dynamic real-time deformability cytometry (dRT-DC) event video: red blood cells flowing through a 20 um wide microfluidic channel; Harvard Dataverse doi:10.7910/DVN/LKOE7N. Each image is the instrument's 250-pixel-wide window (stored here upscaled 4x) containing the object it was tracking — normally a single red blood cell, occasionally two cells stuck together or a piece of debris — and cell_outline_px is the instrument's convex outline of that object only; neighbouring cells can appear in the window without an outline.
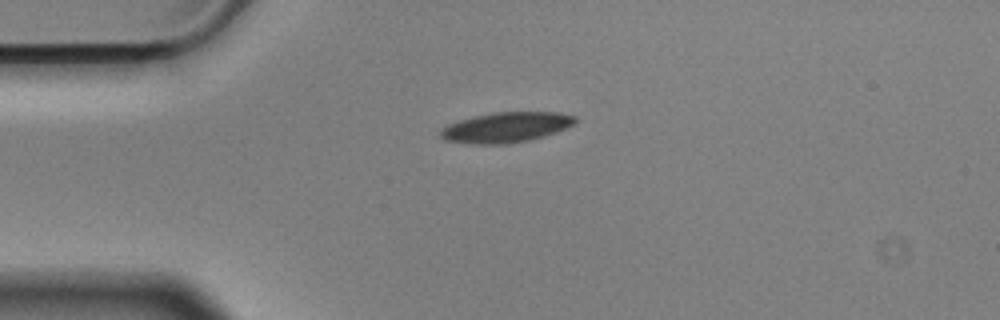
{"species": "Egyptian fruit bat (a non-hibernating species)", "species_latin": "Rousettus aegyptiacus", "temperature_condition": "cold", "stored_images_in_passage": 45, "camera_frame_rate_fps": 3000, "um_per_image_px": 0.085, "animal": {"sex": "male"}, "frame": {"image": 1, "passage_image": 1, "time_ms": 0.0, "image_size_px": [1000, 320], "cell_outline_px": [[580, 120], [576, 124], [556, 132], [544, 136], [528, 140], [508, 144], [468, 144], [444, 140], [436, 132], [440, 128], [448, 124], [460, 120], [492, 112], [560, 112], [576, 116]], "centroid_in_image_um": [43.02, 10.82], "position_along_channel_um": 42.0, "area_um2": 24.16}}
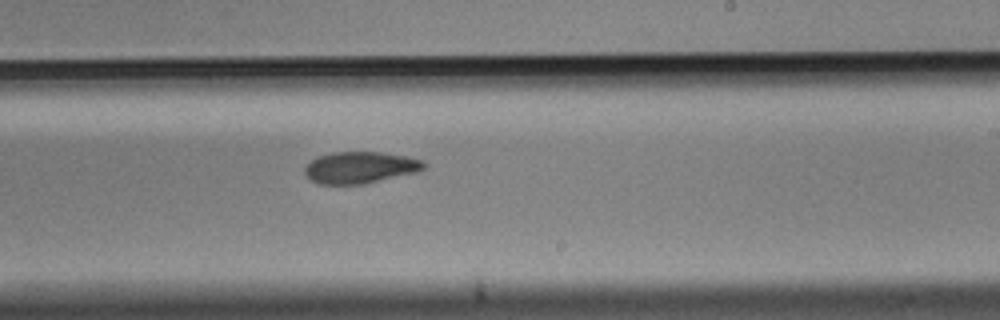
{"frame": {"image": 2, "passage_image": 21, "time_ms": 6.667, "image_size_px": [1000, 320], "cell_outline_px": [[428, 164], [424, 168], [416, 172], [364, 184], [320, 184], [312, 180], [304, 172], [304, 168], [312, 160], [320, 156], [332, 152], [380, 152], [404, 156], [424, 160]], "centroid_in_image_um": [30.64, 14.23], "position_along_channel_um": 258.4, "area_um2": 21.79}}
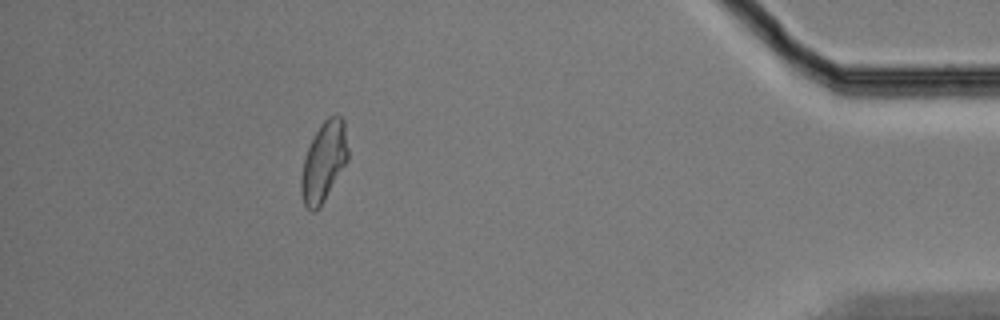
{"frame": {"image": 3, "passage_image": 38, "time_ms": 12.333, "image_size_px": [1000, 320], "cell_outline_px": [[348, 160], [320, 208], [316, 212], [312, 212], [304, 204], [300, 192], [300, 176], [304, 160], [308, 148], [320, 124], [328, 116], [340, 116], [344, 120], [348, 148]], "centroid_in_image_um": [27.52, 13.78], "position_along_channel_um": 407.7, "area_um2": 21.79}, "authors_computed_cell_mechanics": {"area_um2": 22.3686, "velocity_mm_per_s": 3.5666, "shape_relaxation_time_tau1_ms": 4.8182, "shape_relaxation_time_tau2_ms": 8.0641, "deformation_change_tau1": 0.1311, "deformation_change_tau2": 0.1349}}